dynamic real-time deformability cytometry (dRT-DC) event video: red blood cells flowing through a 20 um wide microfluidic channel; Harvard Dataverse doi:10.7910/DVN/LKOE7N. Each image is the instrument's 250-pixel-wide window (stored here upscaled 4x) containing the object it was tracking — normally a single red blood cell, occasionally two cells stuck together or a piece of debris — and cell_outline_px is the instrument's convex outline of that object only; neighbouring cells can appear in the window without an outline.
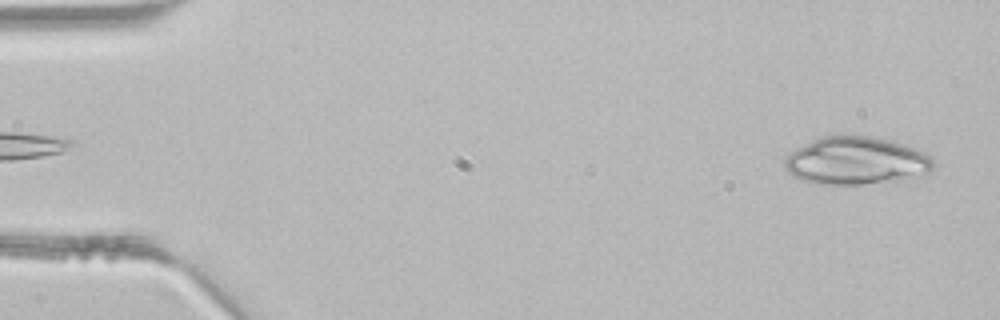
{"species": "common noctule bat (a hibernating species)", "species_latin": "Nyctalus noctula", "temperature_condition": "room temperature", "stored_images_in_passage": 5, "camera_frame_rate_fps": 3000, "um_per_image_px": 0.085, "animal": {"sex": "male", "body_mass_g": 21.5, "forearm_length_mm": 52.0}, "frame": {"image": 1, "passage_image": 5, "time_ms": 1.333, "image_size_px": [1000, 320], "cell_outline_px": [[932, 168], [924, 176], [896, 180], [860, 184], [816, 184], [804, 180], [788, 172], [784, 168], [784, 160], [796, 148], [820, 136], [872, 136], [904, 144], [916, 148], [932, 156]], "centroid_in_image_um": [72.79, 13.66], "position_along_channel_um": 12.2, "area_um2": 41.15}}